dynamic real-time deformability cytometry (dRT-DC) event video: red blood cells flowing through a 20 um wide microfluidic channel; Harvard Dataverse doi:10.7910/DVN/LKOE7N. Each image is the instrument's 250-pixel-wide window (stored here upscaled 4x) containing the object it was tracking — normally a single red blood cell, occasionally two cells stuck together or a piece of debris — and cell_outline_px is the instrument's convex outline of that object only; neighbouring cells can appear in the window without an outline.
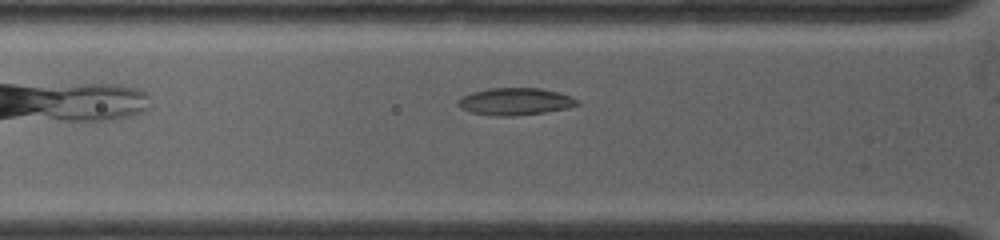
{"species": "common noctule bat (a hibernating species)", "species_latin": "Nyctalus noctula", "temperature_condition": "warm", "stored_images_in_passage": 7, "camera_frame_rate_fps": 4500, "um_per_image_px": 0.085, "animal": {"sex": "female", "body_mass_g": 19.0, "forearm_length_mm": 53.3}, "frame": {"image": 1, "passage_image": 6, "time_ms": 1.556, "image_size_px": [1000, 240], "cell_outline_px": [[580, 104], [568, 108], [544, 112], [516, 116], [492, 116], [472, 112], [460, 108], [456, 104], [456, 100], [472, 92], [492, 88], [540, 88], [572, 96], [580, 100]], "centroid_in_image_um": [43.8, 8.63], "position_along_channel_um": 82.0, "area_um2": 18.96}}